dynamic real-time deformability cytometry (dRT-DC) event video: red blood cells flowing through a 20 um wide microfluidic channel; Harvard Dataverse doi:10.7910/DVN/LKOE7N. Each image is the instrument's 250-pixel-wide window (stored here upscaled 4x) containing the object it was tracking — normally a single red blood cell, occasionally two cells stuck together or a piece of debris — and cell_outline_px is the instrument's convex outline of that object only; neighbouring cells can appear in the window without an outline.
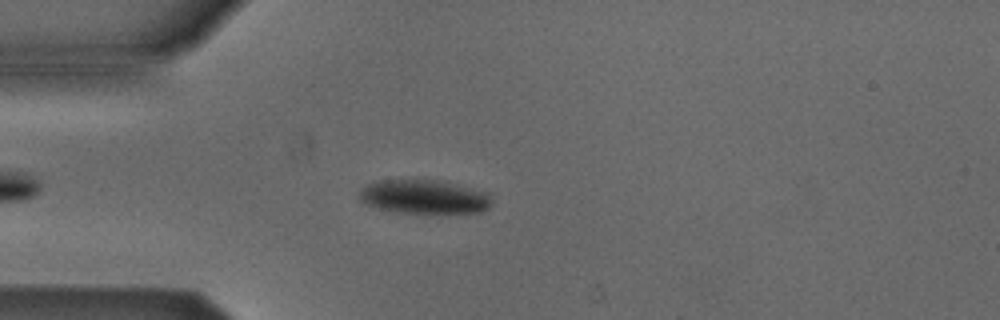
{"species": "Egyptian fruit bat (a non-hibernating species)", "species_latin": "Rousettus aegyptiacus", "temperature_condition": "cold", "stored_images_in_passage": 5, "camera_frame_rate_fps": 3000, "um_per_image_px": 0.085, "animal": {"sex": "male"}, "frame": {"image": 1, "passage_image": 5, "time_ms": 4.667, "image_size_px": [1000, 320], "cell_outline_px": [[492, 204], [484, 212], [396, 212], [376, 208], [364, 204], [360, 200], [360, 188], [368, 184], [380, 180], [444, 180], [488, 192], [492, 200]], "centroid_in_image_um": [36.07, 16.71], "position_along_channel_um": 48.9, "area_um2": 26.3}}